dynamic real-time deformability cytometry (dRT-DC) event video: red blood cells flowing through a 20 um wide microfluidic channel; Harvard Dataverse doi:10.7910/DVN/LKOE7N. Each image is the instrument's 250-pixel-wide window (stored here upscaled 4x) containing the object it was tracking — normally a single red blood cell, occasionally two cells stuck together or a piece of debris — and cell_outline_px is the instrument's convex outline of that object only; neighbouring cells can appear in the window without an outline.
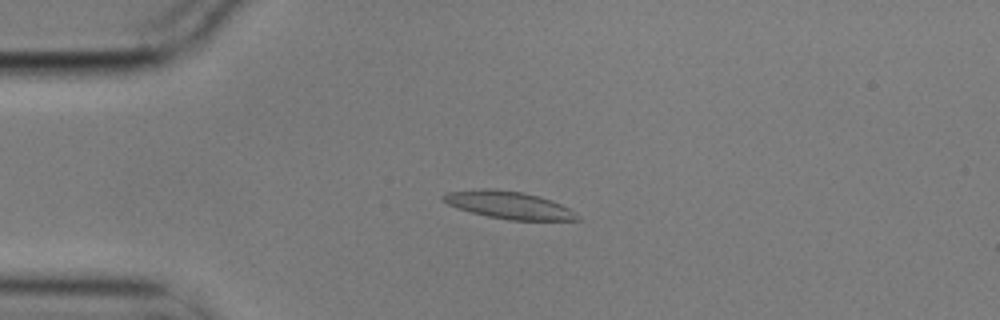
{"species": "common noctule bat (a hibernating species)", "species_latin": "Nyctalus noctula", "temperature_condition": "cold", "stored_images_in_passage": 5, "camera_frame_rate_fps": 3000, "um_per_image_px": 0.085, "animal": {"sex": "male", "body_mass_g": 17.9}, "frame": {"image": 1, "passage_image": 3, "time_ms": 0.667, "image_size_px": [1000, 320], "cell_outline_px": [[580, 220], [508, 220], [488, 216], [472, 212], [448, 204], [440, 200], [440, 196], [448, 192], [484, 188], [496, 188], [520, 192], [540, 196], [552, 200], [568, 208], [580, 216]], "centroid_in_image_um": [43.24, 17.42], "position_along_channel_um": 41.8, "area_um2": 21.39}}
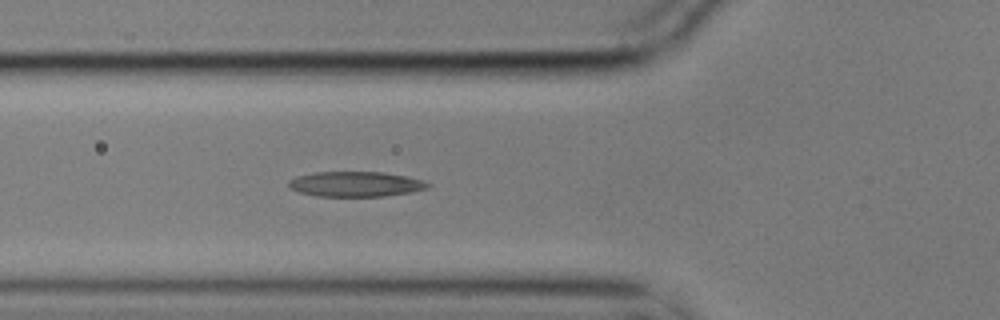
{"frame": {"image": 2, "passage_image": 5, "time_ms": 1.333, "image_size_px": [1000, 320], "cell_outline_px": [[432, 184], [428, 188], [412, 192], [384, 196], [316, 196], [300, 192], [288, 188], [288, 180], [296, 176], [316, 172], [380, 172], [404, 176], [420, 180]], "centroid_in_image_um": [30.19, 15.65], "position_along_channel_um": 95.6, "area_um2": 20.29}}